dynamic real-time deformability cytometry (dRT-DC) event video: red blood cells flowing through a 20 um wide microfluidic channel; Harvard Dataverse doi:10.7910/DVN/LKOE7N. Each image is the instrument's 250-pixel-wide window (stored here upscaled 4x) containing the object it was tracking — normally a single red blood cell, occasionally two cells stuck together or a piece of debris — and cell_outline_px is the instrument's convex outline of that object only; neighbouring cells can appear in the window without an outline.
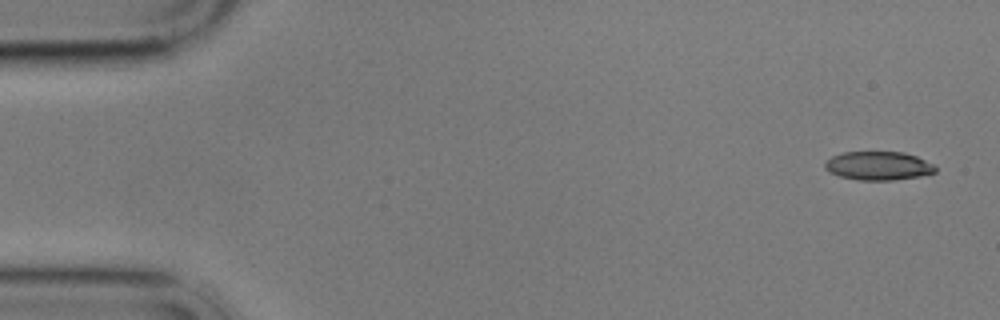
{"species": "common noctule bat (a hibernating species)", "species_latin": "Nyctalus noctula", "temperature_condition": "cold", "stored_images_in_passage": 5, "camera_frame_rate_fps": 3000, "um_per_image_px": 0.085, "animal": {"sex": "male", "body_mass_g": 17.9}, "frame": {"image": 1, "passage_image": 1, "time_ms": 0.0, "image_size_px": [1000, 320], "cell_outline_px": [[936, 172], [920, 176], [892, 180], [856, 180], [840, 176], [824, 168], [824, 164], [832, 156], [844, 152], [904, 152], [916, 156], [936, 164]], "centroid_in_image_um": [74.7, 14.09], "position_along_channel_um": 10.3, "area_um2": 18.44}}
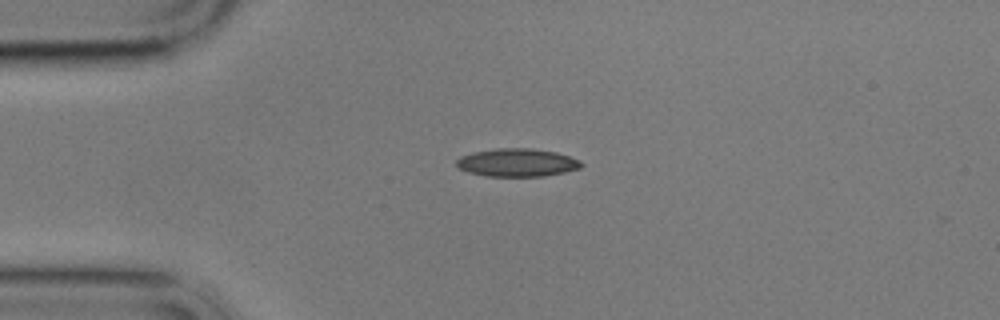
{"frame": {"image": 2, "passage_image": 3, "time_ms": 3.667, "image_size_px": [1000, 320], "cell_outline_px": [[584, 164], [580, 168], [564, 172], [544, 176], [484, 176], [468, 172], [460, 168], [456, 164], [456, 160], [460, 156], [472, 152], [496, 148], [532, 148], [556, 152], [580, 160]], "centroid_in_image_um": [43.95, 13.81], "position_along_channel_um": 41.1, "area_um2": 20.46}}
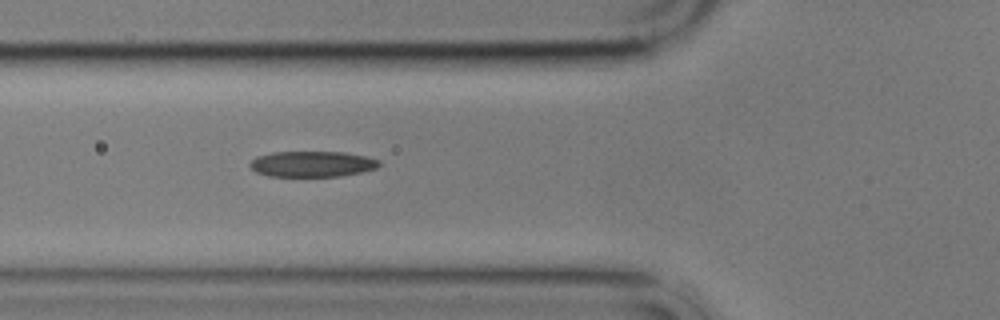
{"frame": {"image": 3, "passage_image": 5, "time_ms": 6.0, "image_size_px": [1000, 320], "cell_outline_px": [[380, 164], [376, 168], [360, 172], [340, 176], [268, 176], [256, 172], [248, 164], [256, 156], [272, 152], [344, 152], [364, 156], [380, 160]], "centroid_in_image_um": [26.51, 13.93], "position_along_channel_um": 99.3, "area_um2": 19.31}}